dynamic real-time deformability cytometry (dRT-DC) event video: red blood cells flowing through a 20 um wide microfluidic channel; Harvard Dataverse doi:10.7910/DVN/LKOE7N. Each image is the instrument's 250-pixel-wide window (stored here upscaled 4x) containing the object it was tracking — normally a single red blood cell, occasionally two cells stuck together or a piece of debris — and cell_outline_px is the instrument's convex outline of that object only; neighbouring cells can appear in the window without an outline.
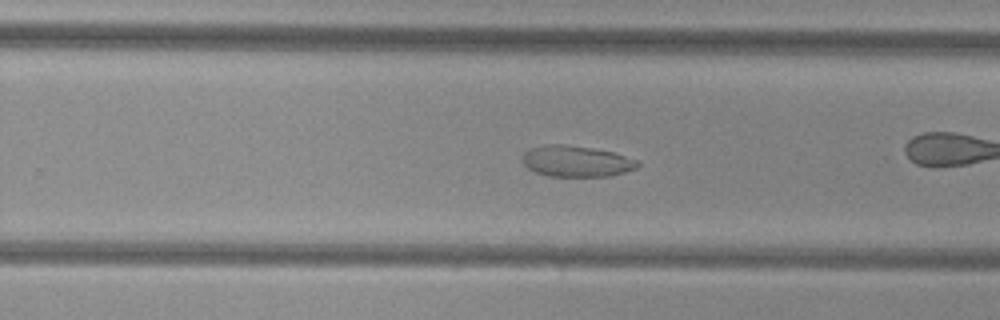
{"species": "common noctule bat (a hibernating species)", "species_latin": "Nyctalus noctula", "temperature_condition": "cold", "stored_images_in_passage": 54, "camera_frame_rate_fps": 3000, "um_per_image_px": 0.085, "animal": {"sex": "female", "body_mass_g": 29.2, "forearm_length_mm": 56.3}, "frame": {"image": 1, "passage_image": 34, "time_ms": 11.0, "image_size_px": [1000, 320], "cell_outline_px": [[640, 164], [636, 168], [612, 176], [548, 176], [536, 172], [528, 168], [524, 164], [524, 152], [528, 148], [544, 144], [564, 144], [592, 148], [612, 152], [636, 160]], "centroid_in_image_um": [48.96, 13.7], "position_along_channel_um": 280.8, "area_um2": 20.75}}
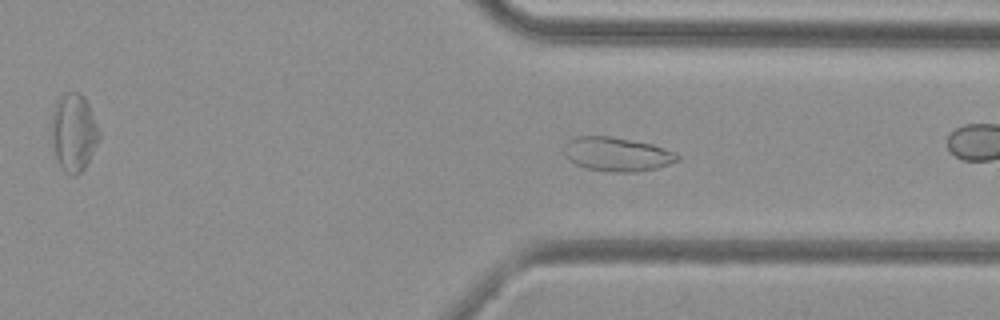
{"frame": {"image": 2, "passage_image": 40, "time_ms": 13.0, "image_size_px": [1000, 320], "cell_outline_px": [[680, 160], [656, 168], [636, 172], [612, 172], [584, 168], [568, 160], [564, 152], [564, 148], [568, 140], [576, 136], [612, 136], [652, 144], [676, 152], [680, 156]], "centroid_in_image_um": [52.45, 13.11], "position_along_channel_um": 359.0, "area_um2": 22.6}}
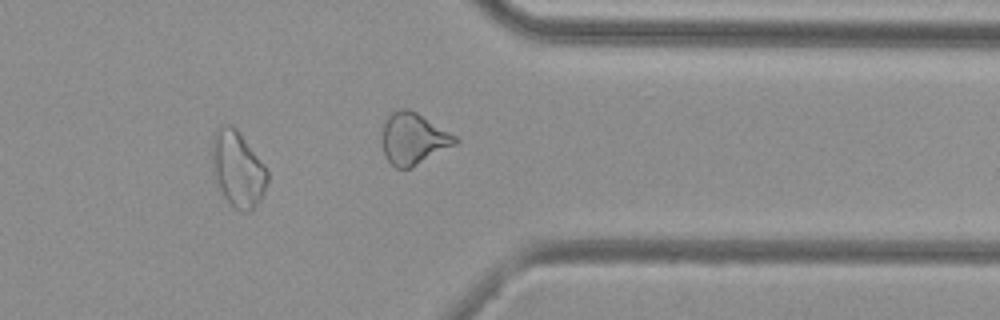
{"frame": {"image": 3, "passage_image": 44, "time_ms": 14.333, "image_size_px": [1000, 320], "cell_outline_px": [[268, 180], [264, 192], [260, 200], [252, 212], [240, 212], [224, 196], [216, 184], [212, 172], [212, 140], [216, 132], [224, 124], [232, 124], [236, 128], [264, 164], [268, 172]], "centroid_in_image_um": [20.21, 14.39], "position_along_channel_um": 391.2, "area_um2": 24.51}}